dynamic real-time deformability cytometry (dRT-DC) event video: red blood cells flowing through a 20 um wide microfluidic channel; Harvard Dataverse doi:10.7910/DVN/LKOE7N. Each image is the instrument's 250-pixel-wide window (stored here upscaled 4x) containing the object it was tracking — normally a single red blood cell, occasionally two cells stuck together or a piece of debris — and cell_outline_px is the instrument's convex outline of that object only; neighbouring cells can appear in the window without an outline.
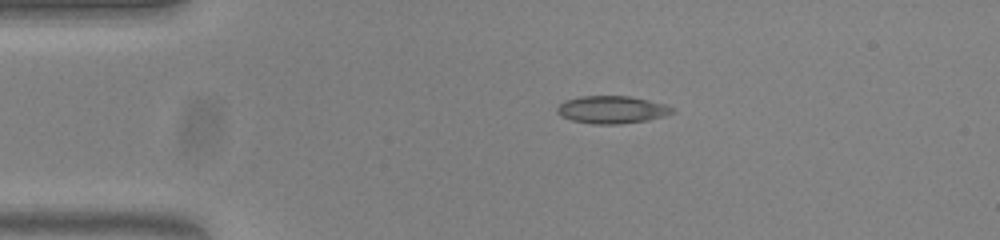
{"species": "common noctule bat (a hibernating species)", "species_latin": "Nyctalus noctula", "temperature_condition": "warm", "stored_images_in_passage": 44, "camera_frame_rate_fps": 3000, "um_per_image_px": 0.085, "animal": {"sex": "female", "body_mass_g": 23.0, "forearm_length_mm": 53.4}, "frame": {"image": 1, "passage_image": 1, "time_ms": 0.0, "image_size_px": [1000, 240], "cell_outline_px": [[676, 112], [664, 116], [648, 120], [620, 124], [592, 124], [572, 120], [560, 116], [556, 112], [556, 108], [564, 100], [580, 96], [628, 96], [648, 100], [664, 104], [676, 108]], "centroid_in_image_um": [52.01, 9.32], "position_along_channel_um": 33.0, "area_um2": 18.67}}
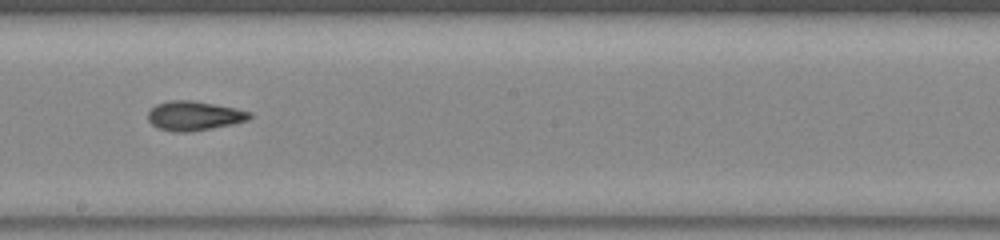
{"frame": {"image": 2, "passage_image": 20, "time_ms": 6.333, "image_size_px": [1000, 240], "cell_outline_px": [[252, 116], [248, 120], [232, 124], [188, 132], [172, 132], [156, 128], [148, 120], [148, 112], [156, 104], [168, 100], [192, 100], [252, 112]], "centroid_in_image_um": [16.45, 9.85], "position_along_channel_um": 231.7, "area_um2": 17.28}}
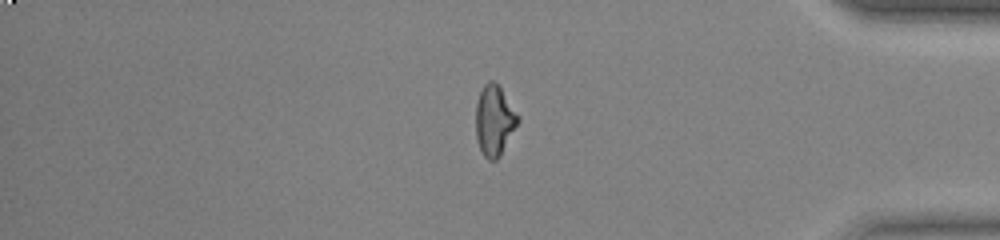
{"frame": {"image": 3, "passage_image": 35, "time_ms": 11.333, "image_size_px": [1000, 240], "cell_outline_px": [[520, 120], [500, 156], [496, 160], [488, 160], [484, 156], [476, 140], [476, 104], [480, 92], [484, 84], [488, 80], [492, 80], [500, 88], [520, 116]], "centroid_in_image_um": [42.02, 10.25], "position_along_channel_um": 393.2, "area_um2": 17.22}, "authors_computed_cell_mechanics": {"area_um2": 17.34, "velocity_mm_per_s": 3.8156, "shape_relaxation_time_tau1_ms": null, "shape_relaxation_time_tau2_ms": 2.2731, "deformation_change_tau1": null, "deformation_change_tau2": 0.0831}}